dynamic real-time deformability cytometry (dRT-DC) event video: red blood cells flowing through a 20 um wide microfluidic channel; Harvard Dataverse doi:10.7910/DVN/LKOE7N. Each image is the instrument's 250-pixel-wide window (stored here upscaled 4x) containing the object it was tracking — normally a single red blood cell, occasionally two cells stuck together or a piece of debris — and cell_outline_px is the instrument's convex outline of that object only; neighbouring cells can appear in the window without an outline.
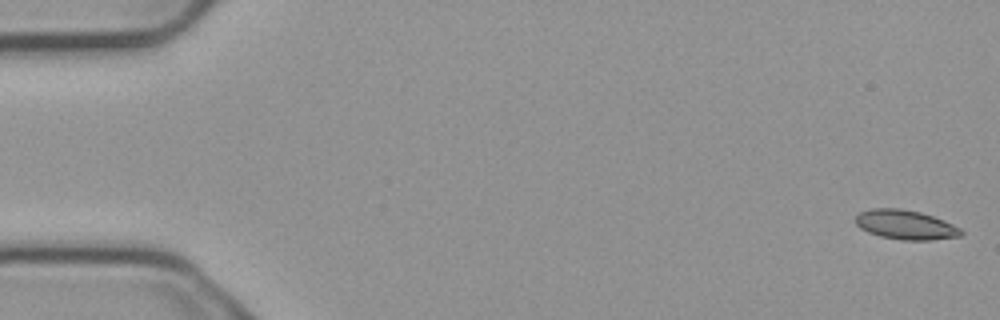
{"species": "common noctule bat (a hibernating species)", "species_latin": "Nyctalus noctula", "temperature_condition": "cold", "stored_images_in_passage": 5, "camera_frame_rate_fps": 3000, "um_per_image_px": 0.085, "animal": {"sex": "male", "body_mass_g": 23.1, "forearm_length_mm": 52.7}, "frame": {"image": 1, "passage_image": 1, "time_ms": 0.0, "image_size_px": [1000, 320], "cell_outline_px": [[964, 232], [960, 236], [932, 240], [900, 240], [880, 236], [868, 232], [860, 228], [856, 224], [856, 216], [860, 212], [872, 208], [900, 208], [920, 212], [944, 220], [960, 228]], "centroid_in_image_um": [76.97, 19.1], "position_along_channel_um": 8.0, "area_um2": 18.09}}
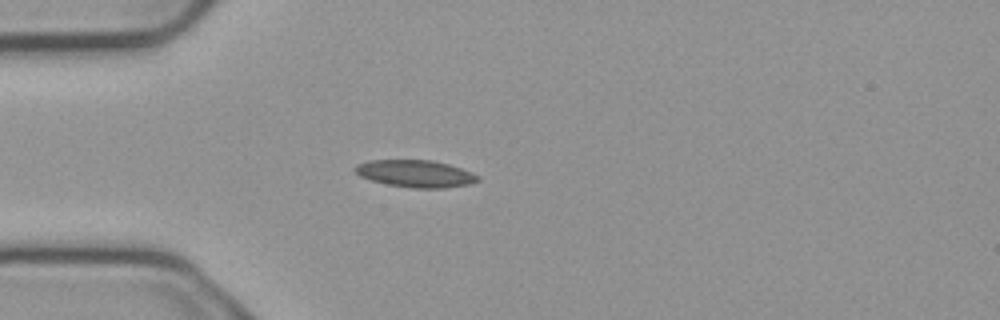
{"frame": {"image": 2, "passage_image": 5, "time_ms": 1.333, "image_size_px": [1000, 320], "cell_outline_px": [[480, 180], [468, 184], [444, 188], [412, 188], [388, 184], [372, 180], [360, 176], [352, 168], [356, 164], [368, 160], [432, 160], [448, 164], [472, 172], [480, 176]], "centroid_in_image_um": [35.31, 14.75], "position_along_channel_um": 49.7, "area_um2": 19.42}}